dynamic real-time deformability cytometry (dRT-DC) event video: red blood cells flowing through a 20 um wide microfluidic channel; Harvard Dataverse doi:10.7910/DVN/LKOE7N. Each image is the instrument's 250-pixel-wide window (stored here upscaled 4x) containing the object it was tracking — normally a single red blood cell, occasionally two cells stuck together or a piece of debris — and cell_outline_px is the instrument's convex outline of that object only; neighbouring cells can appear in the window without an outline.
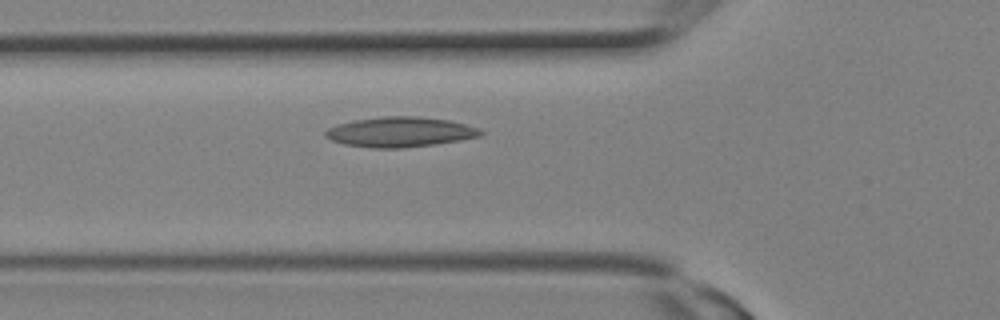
{"species": "Egyptian fruit bat (a non-hibernating species)", "species_latin": "Rousettus aegyptiacus", "temperature_condition": "room temperature", "stored_images_in_passage": 12, "camera_frame_rate_fps": 3000, "um_per_image_px": 0.085, "animal": {"sex": "female"}, "frame": {"image": 1, "passage_image": 7, "time_ms": 2.0, "image_size_px": [1000, 320], "cell_outline_px": [[484, 132], [480, 136], [460, 140], [404, 148], [372, 148], [344, 144], [332, 140], [324, 136], [324, 132], [328, 128], [336, 124], [352, 120], [384, 116], [416, 116], [448, 120], [480, 128]], "centroid_in_image_um": [33.97, 11.21], "position_along_channel_um": 91.8, "area_um2": 27.17}}
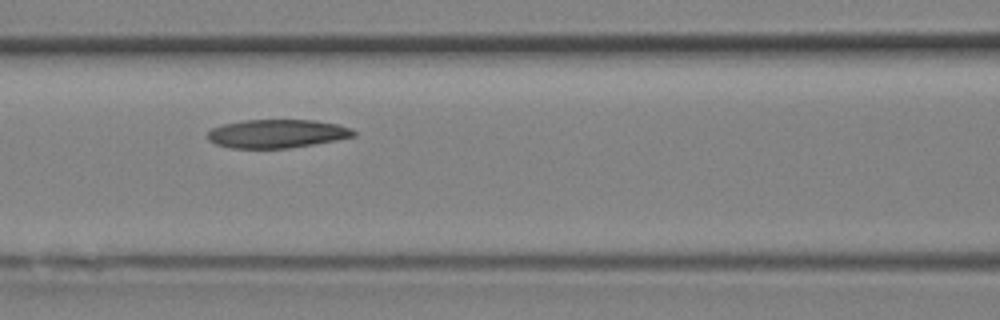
{"frame": {"image": 2, "passage_image": 9, "time_ms": 2.667, "image_size_px": [1000, 320], "cell_outline_px": [[356, 136], [336, 140], [288, 148], [232, 148], [216, 144], [208, 140], [208, 132], [212, 128], [224, 124], [244, 120], [316, 120], [336, 124], [352, 128], [356, 132]], "centroid_in_image_um": [23.56, 11.36], "position_along_channel_um": 143.0, "area_um2": 24.16}}